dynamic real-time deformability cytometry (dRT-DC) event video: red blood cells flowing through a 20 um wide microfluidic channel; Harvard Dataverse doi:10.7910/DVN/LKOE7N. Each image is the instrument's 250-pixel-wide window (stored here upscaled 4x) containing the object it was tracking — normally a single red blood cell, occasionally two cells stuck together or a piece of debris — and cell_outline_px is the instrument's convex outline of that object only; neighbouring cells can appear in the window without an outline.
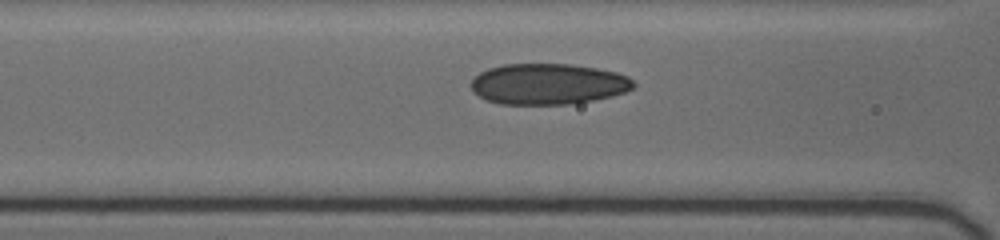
{"species": "human", "species_latin": "Homo sapiens", "temperature_condition": "cold", "stored_images_in_passage": 15, "camera_frame_rate_fps": 3000, "um_per_image_px": 0.085, "donor": {"sex": "female"}, "frame": {"image": 1, "passage_image": 13, "time_ms": 3.667, "image_size_px": [1000, 240], "cell_outline_px": [[636, 84], [632, 88], [624, 92], [612, 96], [592, 100], [568, 104], [500, 104], [488, 100], [472, 92], [472, 80], [480, 72], [488, 68], [504, 64], [572, 64], [596, 68], [616, 72], [628, 76]], "centroid_in_image_um": [46.59, 7.13], "position_along_channel_um": 120.0, "area_um2": 38.61}}